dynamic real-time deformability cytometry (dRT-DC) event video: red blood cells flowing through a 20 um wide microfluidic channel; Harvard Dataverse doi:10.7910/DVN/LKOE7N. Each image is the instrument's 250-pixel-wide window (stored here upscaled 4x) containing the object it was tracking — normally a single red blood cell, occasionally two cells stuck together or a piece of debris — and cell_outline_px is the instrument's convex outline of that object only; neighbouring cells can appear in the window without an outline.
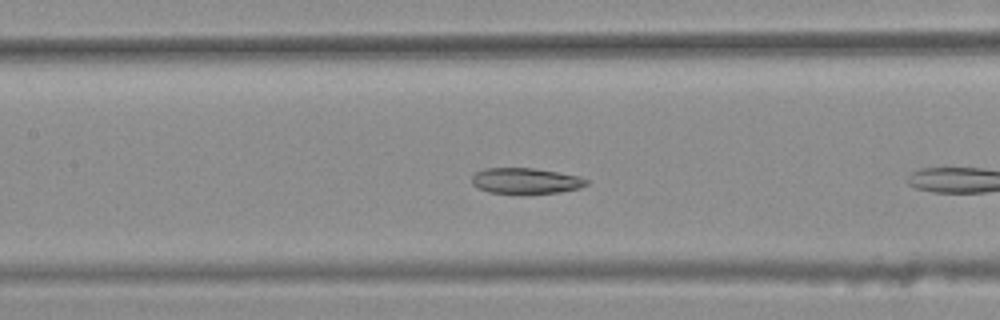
{"species": "common noctule bat (a hibernating species)", "species_latin": "Nyctalus noctula", "temperature_condition": "warm", "stored_images_in_passage": 11, "camera_frame_rate_fps": 3000, "um_per_image_px": 0.085, "animal": {"sex": "female", "body_mass_g": 25.1}, "frame": {"image": 1, "passage_image": 10, "time_ms": 3.0, "image_size_px": [1000, 320], "cell_outline_px": [[588, 184], [580, 188], [560, 192], [520, 196], [516, 196], [488, 192], [476, 188], [472, 184], [472, 176], [476, 172], [484, 168], [532, 168], [580, 176], [588, 180]], "centroid_in_image_um": [44.65, 15.42], "position_along_channel_um": 162.8, "area_um2": 17.98}}